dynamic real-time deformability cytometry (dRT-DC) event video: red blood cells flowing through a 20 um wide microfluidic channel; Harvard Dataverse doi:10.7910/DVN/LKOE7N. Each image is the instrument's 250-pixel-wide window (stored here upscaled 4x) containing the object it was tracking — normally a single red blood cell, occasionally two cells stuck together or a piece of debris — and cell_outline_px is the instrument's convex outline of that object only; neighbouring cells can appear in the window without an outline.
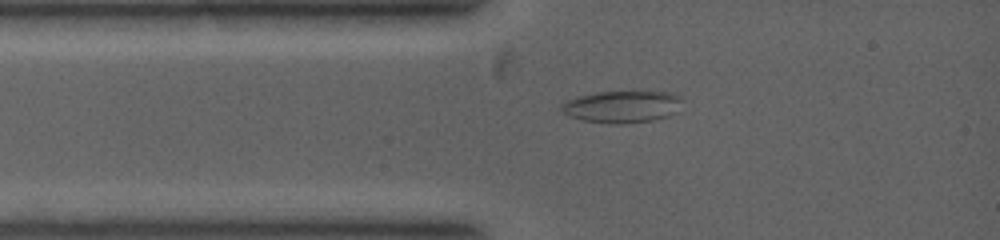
{"species": "common noctule bat (a hibernating species)", "species_latin": "Nyctalus noctula", "temperature_condition": "warm", "stored_images_in_passage": 17, "camera_frame_rate_fps": 5000, "um_per_image_px": 0.085, "animal": {"sex": "female", "body_mass_g": 19.0, "forearm_length_mm": 53.3}, "frame": {"image": 1, "passage_image": 1, "time_ms": 0.0, "image_size_px": [1000, 240], "cell_outline_px": [[680, 112], [668, 116], [652, 120], [624, 124], [608, 124], [580, 120], [568, 116], [560, 108], [568, 100], [580, 96], [596, 92], [668, 92], [680, 96]], "centroid_in_image_um": [52.9, 9.09], "position_along_channel_um": 32.1, "area_um2": 22.54}}
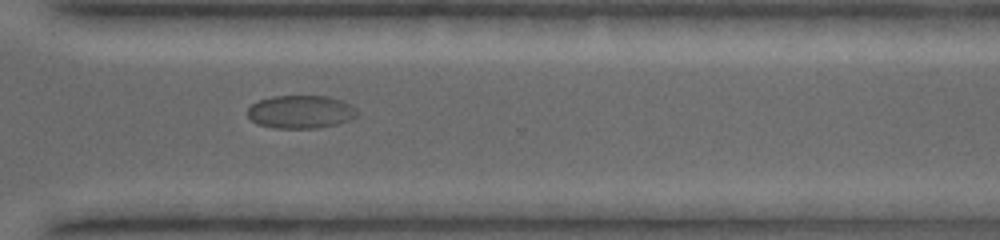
{"frame": {"image": 2, "passage_image": 17, "time_ms": 3.2, "image_size_px": [1000, 240], "cell_outline_px": [[356, 116], [348, 120], [336, 124], [320, 128], [272, 128], [256, 124], [248, 116], [248, 108], [252, 104], [260, 100], [280, 92], [328, 96], [344, 100], [356, 108]], "centroid_in_image_um": [25.53, 9.45], "position_along_channel_um": 345.1, "area_um2": 22.08}}